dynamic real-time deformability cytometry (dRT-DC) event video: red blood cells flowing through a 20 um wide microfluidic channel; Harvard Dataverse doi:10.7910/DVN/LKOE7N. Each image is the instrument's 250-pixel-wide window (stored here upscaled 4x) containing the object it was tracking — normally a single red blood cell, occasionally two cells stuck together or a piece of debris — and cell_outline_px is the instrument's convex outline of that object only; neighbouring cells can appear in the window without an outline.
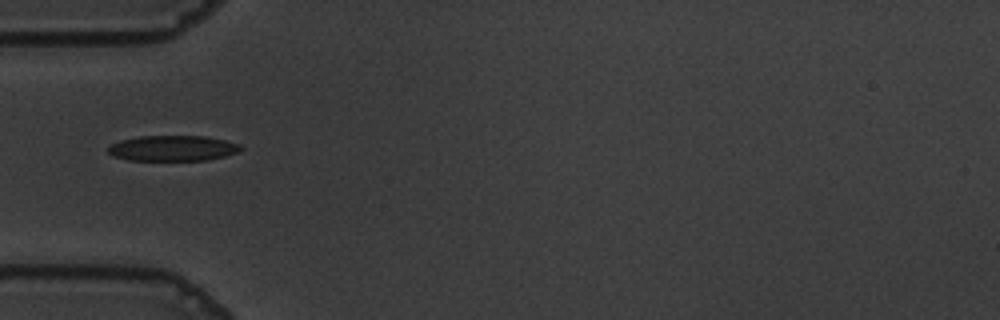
{"species": "common noctule bat (a hibernating species)", "species_latin": "Nyctalus noctula", "temperature_condition": "warm", "stored_images_in_passage": 39, "camera_frame_rate_fps": 3000, "um_per_image_px": 0.085, "animal": {"sex": "male", "body_mass_g": 19.5, "forearm_length_mm": 54.6}, "frame": {"image": 1, "passage_image": 1, "time_ms": 0.0, "image_size_px": [1000, 320], "cell_outline_px": [[244, 148], [240, 152], [224, 156], [204, 160], [128, 160], [112, 156], [108, 152], [108, 148], [112, 144], [120, 140], [140, 136], [204, 136], [224, 140], [240, 144]], "centroid_in_image_um": [14.69, 12.6], "position_along_channel_um": 70.3, "area_um2": 19.71}}
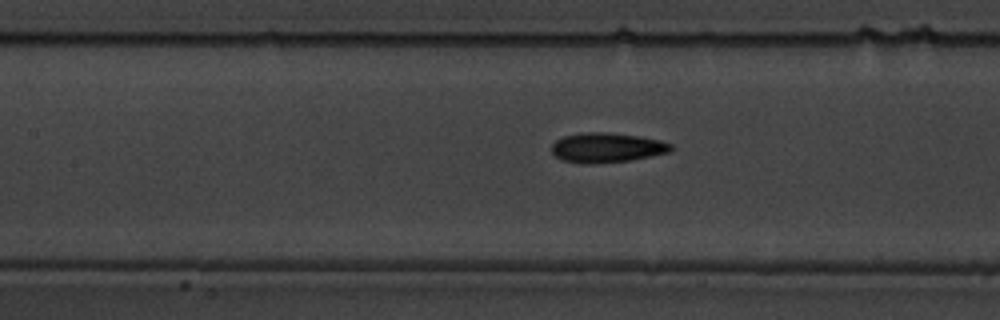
{"frame": {"image": 2, "passage_image": 8, "time_ms": 2.333, "image_size_px": [1000, 320], "cell_outline_px": [[672, 148], [668, 152], [628, 160], [592, 164], [564, 160], [556, 156], [552, 152], [552, 144], [556, 140], [564, 136], [580, 132], [608, 132], [640, 136], [660, 140], [672, 144]], "centroid_in_image_um": [51.56, 12.52], "position_along_channel_um": 155.8, "area_um2": 20.4}}
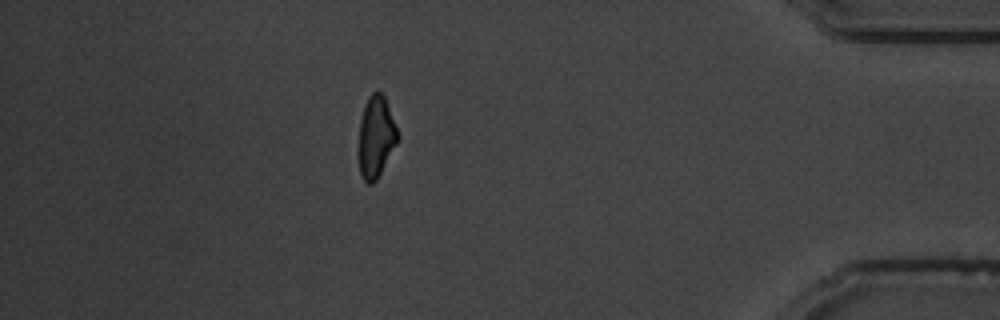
{"frame": {"image": 3, "passage_image": 32, "time_ms": 10.333, "image_size_px": [1000, 320], "cell_outline_px": [[400, 136], [396, 144], [376, 180], [372, 184], [368, 184], [360, 176], [356, 152], [360, 120], [364, 104], [368, 96], [372, 92], [380, 92], [384, 96]], "centroid_in_image_um": [31.9, 11.66], "position_along_channel_um": 403.3, "area_um2": 18.96}}